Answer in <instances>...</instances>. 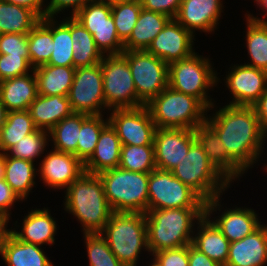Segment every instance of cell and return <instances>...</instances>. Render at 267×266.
Here are the masks:
<instances>
[{
    "mask_svg": "<svg viewBox=\"0 0 267 266\" xmlns=\"http://www.w3.org/2000/svg\"><path fill=\"white\" fill-rule=\"evenodd\" d=\"M36 130L28 110L9 111L0 132V153H6L18 141Z\"/></svg>",
    "mask_w": 267,
    "mask_h": 266,
    "instance_id": "74e56055",
    "label": "cell"
},
{
    "mask_svg": "<svg viewBox=\"0 0 267 266\" xmlns=\"http://www.w3.org/2000/svg\"><path fill=\"white\" fill-rule=\"evenodd\" d=\"M70 32L74 51V68L90 67L102 61L103 54L96 47L93 36L73 16L70 15Z\"/></svg>",
    "mask_w": 267,
    "mask_h": 266,
    "instance_id": "1f68e13d",
    "label": "cell"
},
{
    "mask_svg": "<svg viewBox=\"0 0 267 266\" xmlns=\"http://www.w3.org/2000/svg\"><path fill=\"white\" fill-rule=\"evenodd\" d=\"M46 16L47 17H58V14H62L68 9L69 12L73 16L78 10H80L83 6H85L88 2L92 0H46ZM65 10V11H64ZM61 12V13H60Z\"/></svg>",
    "mask_w": 267,
    "mask_h": 266,
    "instance_id": "7dc6e473",
    "label": "cell"
},
{
    "mask_svg": "<svg viewBox=\"0 0 267 266\" xmlns=\"http://www.w3.org/2000/svg\"><path fill=\"white\" fill-rule=\"evenodd\" d=\"M221 199L224 198L220 196L205 202V215L230 242L243 239L262 225L260 217L253 208L247 206H232V208L225 206L224 208ZM217 211L219 216H216Z\"/></svg>",
    "mask_w": 267,
    "mask_h": 266,
    "instance_id": "5bb4252c",
    "label": "cell"
},
{
    "mask_svg": "<svg viewBox=\"0 0 267 266\" xmlns=\"http://www.w3.org/2000/svg\"><path fill=\"white\" fill-rule=\"evenodd\" d=\"M108 121L121 145H154L156 125L146 105L137 108L112 109Z\"/></svg>",
    "mask_w": 267,
    "mask_h": 266,
    "instance_id": "9a60e30c",
    "label": "cell"
},
{
    "mask_svg": "<svg viewBox=\"0 0 267 266\" xmlns=\"http://www.w3.org/2000/svg\"><path fill=\"white\" fill-rule=\"evenodd\" d=\"M267 223L243 239L230 242L229 255L224 266H266Z\"/></svg>",
    "mask_w": 267,
    "mask_h": 266,
    "instance_id": "603a6c76",
    "label": "cell"
},
{
    "mask_svg": "<svg viewBox=\"0 0 267 266\" xmlns=\"http://www.w3.org/2000/svg\"><path fill=\"white\" fill-rule=\"evenodd\" d=\"M7 113L8 111L6 110V107L0 100V132L6 122Z\"/></svg>",
    "mask_w": 267,
    "mask_h": 266,
    "instance_id": "9f6ffc18",
    "label": "cell"
},
{
    "mask_svg": "<svg viewBox=\"0 0 267 266\" xmlns=\"http://www.w3.org/2000/svg\"><path fill=\"white\" fill-rule=\"evenodd\" d=\"M196 141L195 131L183 128H156L154 154L157 169L171 171Z\"/></svg>",
    "mask_w": 267,
    "mask_h": 266,
    "instance_id": "ac0fdd59",
    "label": "cell"
},
{
    "mask_svg": "<svg viewBox=\"0 0 267 266\" xmlns=\"http://www.w3.org/2000/svg\"><path fill=\"white\" fill-rule=\"evenodd\" d=\"M85 113L73 112L62 119L49 131V142L53 149L72 153L77 157V143L82 122L88 117Z\"/></svg>",
    "mask_w": 267,
    "mask_h": 266,
    "instance_id": "d6a6232c",
    "label": "cell"
},
{
    "mask_svg": "<svg viewBox=\"0 0 267 266\" xmlns=\"http://www.w3.org/2000/svg\"><path fill=\"white\" fill-rule=\"evenodd\" d=\"M119 168L150 173L156 169L154 145H122Z\"/></svg>",
    "mask_w": 267,
    "mask_h": 266,
    "instance_id": "f35d334b",
    "label": "cell"
},
{
    "mask_svg": "<svg viewBox=\"0 0 267 266\" xmlns=\"http://www.w3.org/2000/svg\"><path fill=\"white\" fill-rule=\"evenodd\" d=\"M161 266H189L188 245L161 250L152 255Z\"/></svg>",
    "mask_w": 267,
    "mask_h": 266,
    "instance_id": "bcb514c9",
    "label": "cell"
},
{
    "mask_svg": "<svg viewBox=\"0 0 267 266\" xmlns=\"http://www.w3.org/2000/svg\"><path fill=\"white\" fill-rule=\"evenodd\" d=\"M46 146H49V132L37 129L18 141L6 154L35 163L44 156L42 154H45Z\"/></svg>",
    "mask_w": 267,
    "mask_h": 266,
    "instance_id": "60d3db41",
    "label": "cell"
},
{
    "mask_svg": "<svg viewBox=\"0 0 267 266\" xmlns=\"http://www.w3.org/2000/svg\"><path fill=\"white\" fill-rule=\"evenodd\" d=\"M50 211L48 207L32 208L26 216H23L21 229L16 220L14 228H8V231L20 241L39 246H52L55 244V235L59 227Z\"/></svg>",
    "mask_w": 267,
    "mask_h": 266,
    "instance_id": "44dd1931",
    "label": "cell"
},
{
    "mask_svg": "<svg viewBox=\"0 0 267 266\" xmlns=\"http://www.w3.org/2000/svg\"><path fill=\"white\" fill-rule=\"evenodd\" d=\"M195 36L175 19L153 39L146 50L168 65L191 56L195 51Z\"/></svg>",
    "mask_w": 267,
    "mask_h": 266,
    "instance_id": "d6986e66",
    "label": "cell"
},
{
    "mask_svg": "<svg viewBox=\"0 0 267 266\" xmlns=\"http://www.w3.org/2000/svg\"><path fill=\"white\" fill-rule=\"evenodd\" d=\"M0 54L30 56L28 50V34H0Z\"/></svg>",
    "mask_w": 267,
    "mask_h": 266,
    "instance_id": "f6af8a7d",
    "label": "cell"
},
{
    "mask_svg": "<svg viewBox=\"0 0 267 266\" xmlns=\"http://www.w3.org/2000/svg\"><path fill=\"white\" fill-rule=\"evenodd\" d=\"M196 140L207 158L231 182L240 181L246 172L230 157L218 134L205 122L195 128Z\"/></svg>",
    "mask_w": 267,
    "mask_h": 266,
    "instance_id": "7402d4cb",
    "label": "cell"
},
{
    "mask_svg": "<svg viewBox=\"0 0 267 266\" xmlns=\"http://www.w3.org/2000/svg\"><path fill=\"white\" fill-rule=\"evenodd\" d=\"M156 128L195 130L206 122L208 109L195 97L169 86L147 105Z\"/></svg>",
    "mask_w": 267,
    "mask_h": 266,
    "instance_id": "8992f818",
    "label": "cell"
},
{
    "mask_svg": "<svg viewBox=\"0 0 267 266\" xmlns=\"http://www.w3.org/2000/svg\"><path fill=\"white\" fill-rule=\"evenodd\" d=\"M265 167V168H264ZM264 170L263 171H265L266 170V172H267V164L265 163L264 164V166L262 167Z\"/></svg>",
    "mask_w": 267,
    "mask_h": 266,
    "instance_id": "94428289",
    "label": "cell"
},
{
    "mask_svg": "<svg viewBox=\"0 0 267 266\" xmlns=\"http://www.w3.org/2000/svg\"><path fill=\"white\" fill-rule=\"evenodd\" d=\"M227 73L223 81L232 95L231 105L252 106L266 90L267 71L241 63L230 65Z\"/></svg>",
    "mask_w": 267,
    "mask_h": 266,
    "instance_id": "2e32d148",
    "label": "cell"
},
{
    "mask_svg": "<svg viewBox=\"0 0 267 266\" xmlns=\"http://www.w3.org/2000/svg\"><path fill=\"white\" fill-rule=\"evenodd\" d=\"M188 258L189 266H221L218 262L196 249L192 244L188 245Z\"/></svg>",
    "mask_w": 267,
    "mask_h": 266,
    "instance_id": "f907efd6",
    "label": "cell"
},
{
    "mask_svg": "<svg viewBox=\"0 0 267 266\" xmlns=\"http://www.w3.org/2000/svg\"><path fill=\"white\" fill-rule=\"evenodd\" d=\"M152 260H151V263H149V266H161V264L159 262H157L154 258H152Z\"/></svg>",
    "mask_w": 267,
    "mask_h": 266,
    "instance_id": "91938a15",
    "label": "cell"
},
{
    "mask_svg": "<svg viewBox=\"0 0 267 266\" xmlns=\"http://www.w3.org/2000/svg\"><path fill=\"white\" fill-rule=\"evenodd\" d=\"M37 168L38 176L47 189L66 190L84 172V163L72 153L47 151Z\"/></svg>",
    "mask_w": 267,
    "mask_h": 266,
    "instance_id": "e0dca14e",
    "label": "cell"
},
{
    "mask_svg": "<svg viewBox=\"0 0 267 266\" xmlns=\"http://www.w3.org/2000/svg\"><path fill=\"white\" fill-rule=\"evenodd\" d=\"M100 234L123 266H137L142 251L149 253L145 213L114 212Z\"/></svg>",
    "mask_w": 267,
    "mask_h": 266,
    "instance_id": "277c9868",
    "label": "cell"
},
{
    "mask_svg": "<svg viewBox=\"0 0 267 266\" xmlns=\"http://www.w3.org/2000/svg\"><path fill=\"white\" fill-rule=\"evenodd\" d=\"M195 227L192 245L210 259L224 266L229 255L230 241L206 215L197 222Z\"/></svg>",
    "mask_w": 267,
    "mask_h": 266,
    "instance_id": "484cf974",
    "label": "cell"
},
{
    "mask_svg": "<svg viewBox=\"0 0 267 266\" xmlns=\"http://www.w3.org/2000/svg\"><path fill=\"white\" fill-rule=\"evenodd\" d=\"M171 19L169 16L142 8L135 27L124 42V50H147Z\"/></svg>",
    "mask_w": 267,
    "mask_h": 266,
    "instance_id": "f1b7e54d",
    "label": "cell"
},
{
    "mask_svg": "<svg viewBox=\"0 0 267 266\" xmlns=\"http://www.w3.org/2000/svg\"><path fill=\"white\" fill-rule=\"evenodd\" d=\"M205 208V201L171 171L154 169L149 173L148 210Z\"/></svg>",
    "mask_w": 267,
    "mask_h": 266,
    "instance_id": "8fae6325",
    "label": "cell"
},
{
    "mask_svg": "<svg viewBox=\"0 0 267 266\" xmlns=\"http://www.w3.org/2000/svg\"><path fill=\"white\" fill-rule=\"evenodd\" d=\"M245 43L247 48L248 61L244 64L267 71V24L253 21L247 15Z\"/></svg>",
    "mask_w": 267,
    "mask_h": 266,
    "instance_id": "8d00e7d4",
    "label": "cell"
},
{
    "mask_svg": "<svg viewBox=\"0 0 267 266\" xmlns=\"http://www.w3.org/2000/svg\"><path fill=\"white\" fill-rule=\"evenodd\" d=\"M263 132L267 135V87L260 98L252 105Z\"/></svg>",
    "mask_w": 267,
    "mask_h": 266,
    "instance_id": "f5cc1de1",
    "label": "cell"
},
{
    "mask_svg": "<svg viewBox=\"0 0 267 266\" xmlns=\"http://www.w3.org/2000/svg\"><path fill=\"white\" fill-rule=\"evenodd\" d=\"M141 10L140 0L118 2L111 5V14L115 22L117 35L123 43L129 38L132 29L135 27Z\"/></svg>",
    "mask_w": 267,
    "mask_h": 266,
    "instance_id": "b9f144b4",
    "label": "cell"
},
{
    "mask_svg": "<svg viewBox=\"0 0 267 266\" xmlns=\"http://www.w3.org/2000/svg\"><path fill=\"white\" fill-rule=\"evenodd\" d=\"M113 212L148 211L149 173L127 171L119 167L97 174Z\"/></svg>",
    "mask_w": 267,
    "mask_h": 266,
    "instance_id": "ba28073f",
    "label": "cell"
},
{
    "mask_svg": "<svg viewBox=\"0 0 267 266\" xmlns=\"http://www.w3.org/2000/svg\"><path fill=\"white\" fill-rule=\"evenodd\" d=\"M37 95V79L34 70L0 82V100L8 112L28 110Z\"/></svg>",
    "mask_w": 267,
    "mask_h": 266,
    "instance_id": "d4e9b609",
    "label": "cell"
},
{
    "mask_svg": "<svg viewBox=\"0 0 267 266\" xmlns=\"http://www.w3.org/2000/svg\"><path fill=\"white\" fill-rule=\"evenodd\" d=\"M256 6L257 8H259V10H261V12H264L263 14V18L262 17H256L254 16V14L249 13V11L247 10V13H245V15H247L250 19H252L255 22L261 23V24H267V0H258L256 2Z\"/></svg>",
    "mask_w": 267,
    "mask_h": 266,
    "instance_id": "db71d44e",
    "label": "cell"
},
{
    "mask_svg": "<svg viewBox=\"0 0 267 266\" xmlns=\"http://www.w3.org/2000/svg\"><path fill=\"white\" fill-rule=\"evenodd\" d=\"M73 112L88 115H105L106 102L103 90L101 63L75 70L74 80L68 93Z\"/></svg>",
    "mask_w": 267,
    "mask_h": 266,
    "instance_id": "4fadbf2b",
    "label": "cell"
},
{
    "mask_svg": "<svg viewBox=\"0 0 267 266\" xmlns=\"http://www.w3.org/2000/svg\"><path fill=\"white\" fill-rule=\"evenodd\" d=\"M211 60L194 52L185 59L169 64L168 86L197 98L209 109L216 102L209 92L219 86V82L222 83Z\"/></svg>",
    "mask_w": 267,
    "mask_h": 266,
    "instance_id": "5b68a950",
    "label": "cell"
},
{
    "mask_svg": "<svg viewBox=\"0 0 267 266\" xmlns=\"http://www.w3.org/2000/svg\"><path fill=\"white\" fill-rule=\"evenodd\" d=\"M73 17L90 32L96 47L103 55L122 54L124 43L117 35L109 2L92 0L78 10Z\"/></svg>",
    "mask_w": 267,
    "mask_h": 266,
    "instance_id": "7c38bea8",
    "label": "cell"
},
{
    "mask_svg": "<svg viewBox=\"0 0 267 266\" xmlns=\"http://www.w3.org/2000/svg\"><path fill=\"white\" fill-rule=\"evenodd\" d=\"M33 70L37 79L38 95L68 96L76 68L43 64Z\"/></svg>",
    "mask_w": 267,
    "mask_h": 266,
    "instance_id": "4dcf8cb0",
    "label": "cell"
},
{
    "mask_svg": "<svg viewBox=\"0 0 267 266\" xmlns=\"http://www.w3.org/2000/svg\"><path fill=\"white\" fill-rule=\"evenodd\" d=\"M204 215L205 208L148 210L145 216L149 254L192 244L195 225Z\"/></svg>",
    "mask_w": 267,
    "mask_h": 266,
    "instance_id": "3957f363",
    "label": "cell"
},
{
    "mask_svg": "<svg viewBox=\"0 0 267 266\" xmlns=\"http://www.w3.org/2000/svg\"><path fill=\"white\" fill-rule=\"evenodd\" d=\"M43 248L20 241L7 231L2 239L0 256L7 266H54Z\"/></svg>",
    "mask_w": 267,
    "mask_h": 266,
    "instance_id": "cb8c5ba5",
    "label": "cell"
},
{
    "mask_svg": "<svg viewBox=\"0 0 267 266\" xmlns=\"http://www.w3.org/2000/svg\"><path fill=\"white\" fill-rule=\"evenodd\" d=\"M4 170H5L4 154L0 153V179L4 178Z\"/></svg>",
    "mask_w": 267,
    "mask_h": 266,
    "instance_id": "6f0895ef",
    "label": "cell"
},
{
    "mask_svg": "<svg viewBox=\"0 0 267 266\" xmlns=\"http://www.w3.org/2000/svg\"><path fill=\"white\" fill-rule=\"evenodd\" d=\"M3 1L31 9L40 19L46 16L45 0H3Z\"/></svg>",
    "mask_w": 267,
    "mask_h": 266,
    "instance_id": "816d5d0a",
    "label": "cell"
},
{
    "mask_svg": "<svg viewBox=\"0 0 267 266\" xmlns=\"http://www.w3.org/2000/svg\"><path fill=\"white\" fill-rule=\"evenodd\" d=\"M142 8L174 19L182 0H140Z\"/></svg>",
    "mask_w": 267,
    "mask_h": 266,
    "instance_id": "681fc988",
    "label": "cell"
},
{
    "mask_svg": "<svg viewBox=\"0 0 267 266\" xmlns=\"http://www.w3.org/2000/svg\"><path fill=\"white\" fill-rule=\"evenodd\" d=\"M23 202L18 195L12 190L4 178L0 179V217L5 218L8 222L11 220V210L15 203Z\"/></svg>",
    "mask_w": 267,
    "mask_h": 266,
    "instance_id": "c3c4849f",
    "label": "cell"
},
{
    "mask_svg": "<svg viewBox=\"0 0 267 266\" xmlns=\"http://www.w3.org/2000/svg\"><path fill=\"white\" fill-rule=\"evenodd\" d=\"M100 63L107 112L144 105L137 98L130 66L121 54L104 55Z\"/></svg>",
    "mask_w": 267,
    "mask_h": 266,
    "instance_id": "9c48e42d",
    "label": "cell"
},
{
    "mask_svg": "<svg viewBox=\"0 0 267 266\" xmlns=\"http://www.w3.org/2000/svg\"><path fill=\"white\" fill-rule=\"evenodd\" d=\"M121 146L116 131L108 124L100 133L94 153L84 163L85 172L99 174L117 168L120 163Z\"/></svg>",
    "mask_w": 267,
    "mask_h": 266,
    "instance_id": "83f0119b",
    "label": "cell"
},
{
    "mask_svg": "<svg viewBox=\"0 0 267 266\" xmlns=\"http://www.w3.org/2000/svg\"><path fill=\"white\" fill-rule=\"evenodd\" d=\"M223 0H182L175 20L194 36L215 33L223 13Z\"/></svg>",
    "mask_w": 267,
    "mask_h": 266,
    "instance_id": "ffe728a7",
    "label": "cell"
},
{
    "mask_svg": "<svg viewBox=\"0 0 267 266\" xmlns=\"http://www.w3.org/2000/svg\"><path fill=\"white\" fill-rule=\"evenodd\" d=\"M104 115H89L81 124L77 143V158L85 163L94 153L100 133L109 124Z\"/></svg>",
    "mask_w": 267,
    "mask_h": 266,
    "instance_id": "ab89813d",
    "label": "cell"
},
{
    "mask_svg": "<svg viewBox=\"0 0 267 266\" xmlns=\"http://www.w3.org/2000/svg\"><path fill=\"white\" fill-rule=\"evenodd\" d=\"M33 69L30 65V56L0 54V82L5 79L25 75Z\"/></svg>",
    "mask_w": 267,
    "mask_h": 266,
    "instance_id": "ee69618b",
    "label": "cell"
},
{
    "mask_svg": "<svg viewBox=\"0 0 267 266\" xmlns=\"http://www.w3.org/2000/svg\"><path fill=\"white\" fill-rule=\"evenodd\" d=\"M66 15L61 20L52 17V54L50 60L46 63L52 66L74 67L72 49V38L70 32V16Z\"/></svg>",
    "mask_w": 267,
    "mask_h": 266,
    "instance_id": "d590c367",
    "label": "cell"
},
{
    "mask_svg": "<svg viewBox=\"0 0 267 266\" xmlns=\"http://www.w3.org/2000/svg\"><path fill=\"white\" fill-rule=\"evenodd\" d=\"M215 106L216 103L208 109L207 113L213 112L207 115L206 123L221 138L230 157L247 173L261 161L267 135L253 106L228 103L219 109Z\"/></svg>",
    "mask_w": 267,
    "mask_h": 266,
    "instance_id": "6da1fadb",
    "label": "cell"
},
{
    "mask_svg": "<svg viewBox=\"0 0 267 266\" xmlns=\"http://www.w3.org/2000/svg\"><path fill=\"white\" fill-rule=\"evenodd\" d=\"M39 21L31 9L0 0V34H28Z\"/></svg>",
    "mask_w": 267,
    "mask_h": 266,
    "instance_id": "836d02e7",
    "label": "cell"
},
{
    "mask_svg": "<svg viewBox=\"0 0 267 266\" xmlns=\"http://www.w3.org/2000/svg\"><path fill=\"white\" fill-rule=\"evenodd\" d=\"M183 184L189 186L205 202L225 194L231 182L207 158L196 140L187 155L171 170Z\"/></svg>",
    "mask_w": 267,
    "mask_h": 266,
    "instance_id": "52a82bcc",
    "label": "cell"
},
{
    "mask_svg": "<svg viewBox=\"0 0 267 266\" xmlns=\"http://www.w3.org/2000/svg\"><path fill=\"white\" fill-rule=\"evenodd\" d=\"M130 66L137 98L147 105L168 87L169 65L146 50H124Z\"/></svg>",
    "mask_w": 267,
    "mask_h": 266,
    "instance_id": "30bf717a",
    "label": "cell"
},
{
    "mask_svg": "<svg viewBox=\"0 0 267 266\" xmlns=\"http://www.w3.org/2000/svg\"><path fill=\"white\" fill-rule=\"evenodd\" d=\"M4 179L18 197L25 201L36 187L38 177L35 163L29 160L15 158L4 153Z\"/></svg>",
    "mask_w": 267,
    "mask_h": 266,
    "instance_id": "f546056e",
    "label": "cell"
},
{
    "mask_svg": "<svg viewBox=\"0 0 267 266\" xmlns=\"http://www.w3.org/2000/svg\"><path fill=\"white\" fill-rule=\"evenodd\" d=\"M28 112L36 128L47 132L73 113L68 97L60 95H37Z\"/></svg>",
    "mask_w": 267,
    "mask_h": 266,
    "instance_id": "4316f807",
    "label": "cell"
},
{
    "mask_svg": "<svg viewBox=\"0 0 267 266\" xmlns=\"http://www.w3.org/2000/svg\"><path fill=\"white\" fill-rule=\"evenodd\" d=\"M101 1H107L112 5V4H115L118 2H127V1H131V0H101Z\"/></svg>",
    "mask_w": 267,
    "mask_h": 266,
    "instance_id": "680465c9",
    "label": "cell"
},
{
    "mask_svg": "<svg viewBox=\"0 0 267 266\" xmlns=\"http://www.w3.org/2000/svg\"><path fill=\"white\" fill-rule=\"evenodd\" d=\"M8 221L3 218L0 217V248H1V243H2V239L4 237V235L6 234V232L8 231Z\"/></svg>",
    "mask_w": 267,
    "mask_h": 266,
    "instance_id": "11a10c76",
    "label": "cell"
},
{
    "mask_svg": "<svg viewBox=\"0 0 267 266\" xmlns=\"http://www.w3.org/2000/svg\"><path fill=\"white\" fill-rule=\"evenodd\" d=\"M89 266H123L100 233L83 234Z\"/></svg>",
    "mask_w": 267,
    "mask_h": 266,
    "instance_id": "7bdbcfd3",
    "label": "cell"
},
{
    "mask_svg": "<svg viewBox=\"0 0 267 266\" xmlns=\"http://www.w3.org/2000/svg\"><path fill=\"white\" fill-rule=\"evenodd\" d=\"M64 210L80 223L83 234L101 233L114 213L97 174L84 172L65 191Z\"/></svg>",
    "mask_w": 267,
    "mask_h": 266,
    "instance_id": "7a4b0ae2",
    "label": "cell"
},
{
    "mask_svg": "<svg viewBox=\"0 0 267 266\" xmlns=\"http://www.w3.org/2000/svg\"><path fill=\"white\" fill-rule=\"evenodd\" d=\"M52 17H43L28 33L30 65L35 68L46 64L52 54Z\"/></svg>",
    "mask_w": 267,
    "mask_h": 266,
    "instance_id": "e575fe53",
    "label": "cell"
}]
</instances>
